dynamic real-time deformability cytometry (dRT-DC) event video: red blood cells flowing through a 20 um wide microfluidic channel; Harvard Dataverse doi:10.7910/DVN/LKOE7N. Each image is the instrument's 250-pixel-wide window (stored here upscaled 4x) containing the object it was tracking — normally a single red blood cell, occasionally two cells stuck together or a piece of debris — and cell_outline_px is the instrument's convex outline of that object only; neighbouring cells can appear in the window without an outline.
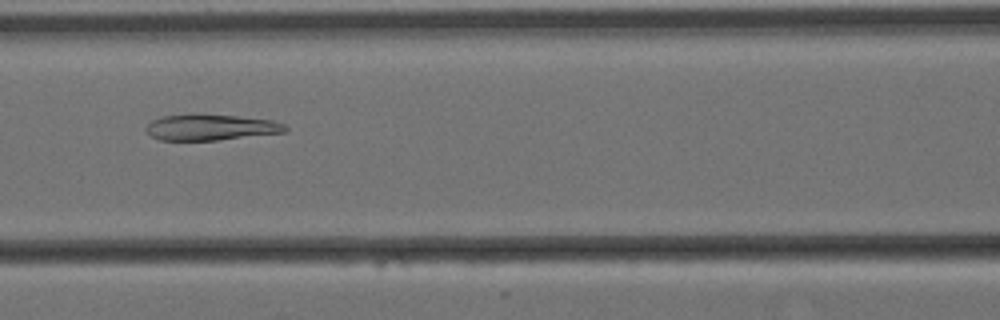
{"species": "Egyptian fruit bat (a non-hibernating species)", "species_latin": "Rousettus aegyptiacus", "temperature_condition": "cold", "stored_images_in_passage": 9, "camera_frame_rate_fps": 3000, "um_per_image_px": 0.085, "animal": {"sex": "female"}, "frame": {"image": 1, "passage_image": 6, "time_ms": 1.667, "image_size_px": [1000, 320], "cell_outline_px": [[288, 128], [284, 132], [216, 140], [160, 140], [152, 136], [144, 128], [152, 120], [160, 116], [192, 112], [196, 112], [236, 116], [272, 120], [284, 124]], "centroid_in_image_um": [17.84, 10.79], "position_along_channel_um": 148.8, "area_um2": 21.39}}
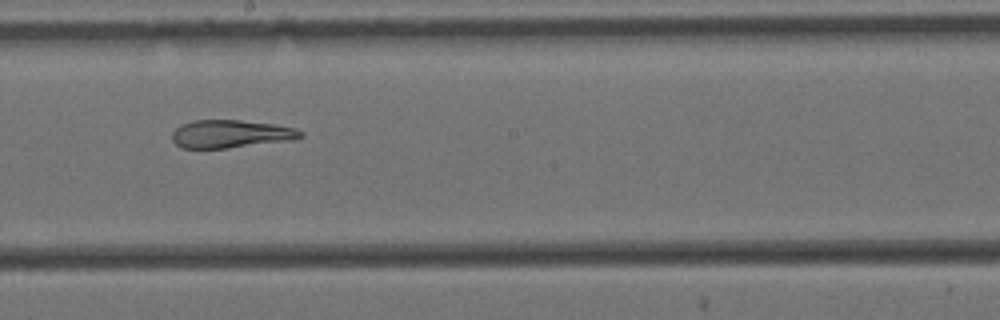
{"frame": {"image": 2, "passage_image": 8, "time_ms": 2.333, "image_size_px": [1000, 320], "cell_outline_px": [[304, 136], [296, 140], [228, 148], [180, 148], [172, 140], [172, 132], [180, 124], [192, 120], [240, 120], [276, 124], [292, 128], [304, 132]], "centroid_in_image_um": [19.63, 11.38], "position_along_channel_um": 228.6, "area_um2": 21.21}}
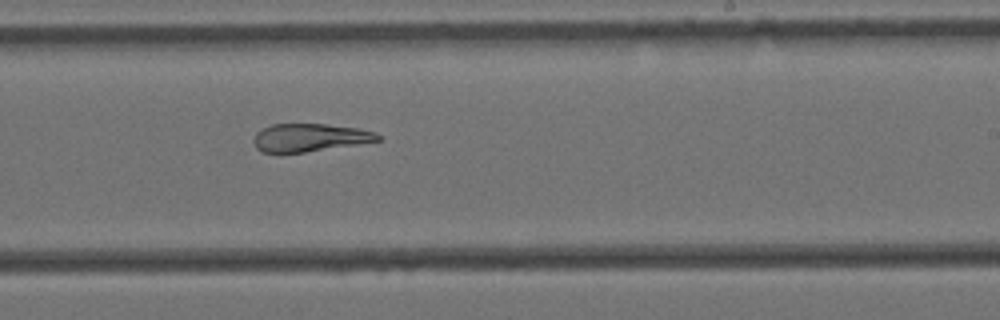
{"frame": {"image": 3, "passage_image": 9, "time_ms": 2.667, "image_size_px": [1000, 320], "cell_outline_px": [[380, 140], [356, 144], [304, 152], [260, 152], [256, 148], [252, 140], [256, 132], [272, 124], [324, 124], [356, 128], [376, 132], [380, 136]], "centroid_in_image_um": [26.28, 11.69], "position_along_channel_um": 262.7, "area_um2": 19.94}}